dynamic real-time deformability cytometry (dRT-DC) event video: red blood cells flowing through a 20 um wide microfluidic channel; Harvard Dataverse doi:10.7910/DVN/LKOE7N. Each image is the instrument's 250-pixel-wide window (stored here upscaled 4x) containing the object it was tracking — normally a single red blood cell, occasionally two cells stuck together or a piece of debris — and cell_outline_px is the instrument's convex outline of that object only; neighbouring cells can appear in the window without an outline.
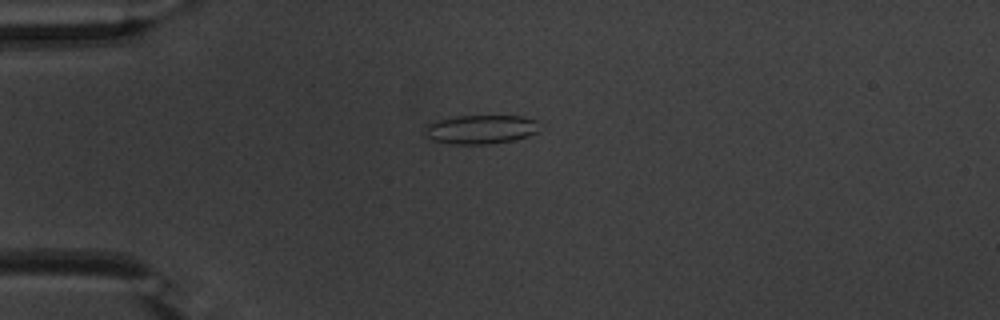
{"species": "common noctule bat (a hibernating species)", "species_latin": "Nyctalus noctula", "temperature_condition": "warm", "stored_images_in_passage": 40, "camera_frame_rate_fps": 3000, "um_per_image_px": 0.085, "animal": {"sex": "male", "body_mass_g": 20.1, "forearm_length_mm": 53.5}, "frame": {"image": 1, "passage_image": 1, "time_ms": 0.0, "image_size_px": [1000, 320], "cell_outline_px": [[536, 132], [528, 136], [516, 140], [488, 144], [452, 144], [432, 140], [420, 132], [424, 124], [456, 116], [524, 116], [536, 120]], "centroid_in_image_um": [40.77, 11.0], "position_along_channel_um": 44.2, "area_um2": 19.54}}
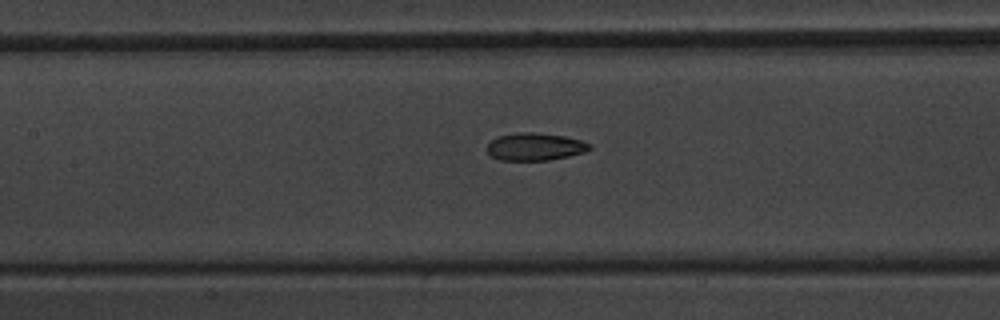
{"frame": {"image": 2, "passage_image": 12, "time_ms": 3.667, "image_size_px": [1000, 320], "cell_outline_px": [[592, 148], [584, 152], [568, 156], [548, 160], [500, 160], [492, 156], [488, 152], [488, 144], [492, 140], [500, 136], [520, 132], [532, 132], [564, 136], [580, 140], [592, 144]], "centroid_in_image_um": [45.51, 12.47], "position_along_channel_um": 161.9, "area_um2": 16.24}}
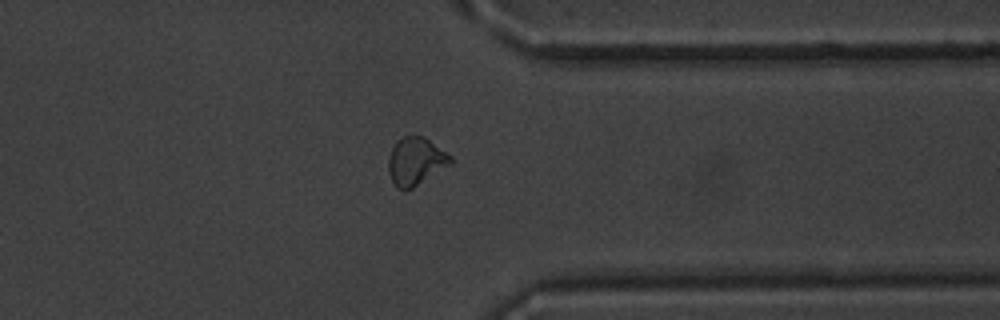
{"frame": {"image": 3, "passage_image": 29, "time_ms": 9.333, "image_size_px": [1000, 320], "cell_outline_px": [[452, 164], [412, 188], [404, 192], [396, 188], [388, 172], [388, 156], [396, 140], [404, 136], [424, 136], [452, 156]], "centroid_in_image_um": [35.32, 13.72], "position_along_channel_um": 376.1, "area_um2": 17.51}, "authors_computed_cell_mechanics": {"area_um2": 17.1666, "velocity_mm_per_s": 3.8355, "shape_relaxation_time_tau1_ms": 9.4271, "shape_relaxation_time_tau2_ms": 2.2445, "deformation_change_tau1": 0.2278, "deformation_change_tau2": 0.086}}